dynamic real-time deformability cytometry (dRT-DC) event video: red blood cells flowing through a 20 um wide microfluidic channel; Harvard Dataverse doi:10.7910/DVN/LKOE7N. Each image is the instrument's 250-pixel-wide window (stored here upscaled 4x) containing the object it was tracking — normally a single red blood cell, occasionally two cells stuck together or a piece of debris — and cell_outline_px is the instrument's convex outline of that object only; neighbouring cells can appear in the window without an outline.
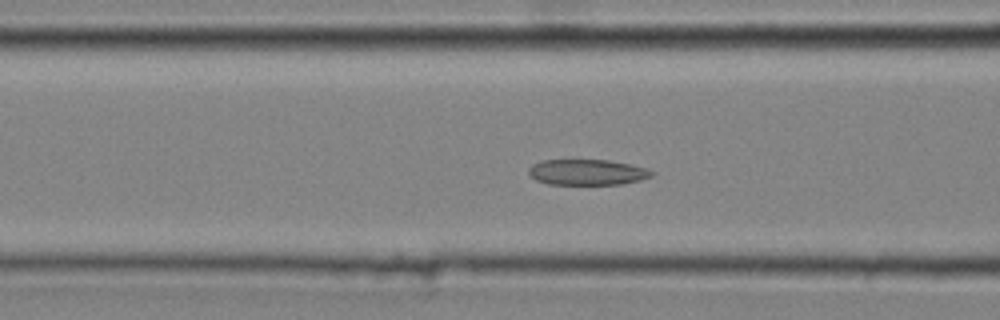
{"species": "common noctule bat (a hibernating species)", "species_latin": "Nyctalus noctula", "temperature_condition": "cold", "stored_images_in_passage": 35, "camera_frame_rate_fps": 3000, "um_per_image_px": 0.085, "animal": {"sex": "male", "body_mass_g": 20.4}, "frame": {"image": 1, "passage_image": 9, "time_ms": 2.667, "image_size_px": [1000, 320], "cell_outline_px": [[656, 172], [652, 176], [640, 180], [620, 184], [548, 184], [536, 180], [528, 172], [528, 168], [532, 164], [544, 160], [608, 160], [648, 168]], "centroid_in_image_um": [49.93, 14.63], "position_along_channel_um": 116.7, "area_um2": 18.38}}
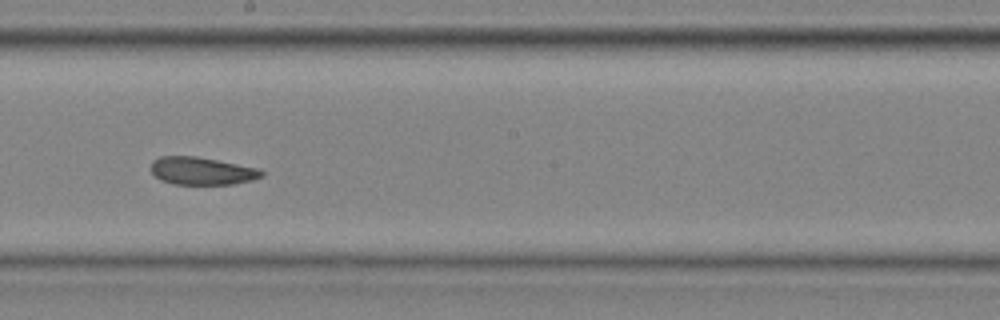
{"frame": {"image": 2, "passage_image": 17, "time_ms": 5.333, "image_size_px": [1000, 320], "cell_outline_px": [[264, 176], [252, 180], [232, 184], [176, 184], [160, 180], [152, 172], [152, 160], [160, 156], [196, 156], [260, 168], [264, 172]], "centroid_in_image_um": [17.19, 14.52], "position_along_channel_um": 231.0, "area_um2": 17.86}}
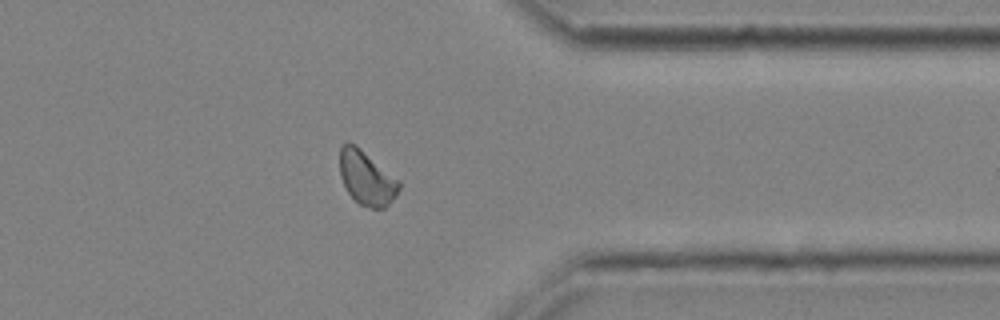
{"frame": {"image": 3, "passage_image": 28, "time_ms": 9.0, "image_size_px": [1000, 320], "cell_outline_px": [[400, 188], [396, 196], [384, 208], [372, 208], [360, 204], [348, 192], [340, 176], [340, 148], [348, 140], [360, 148], [400, 180]], "centroid_in_image_um": [31.17, 15.11], "position_along_channel_um": 380.2, "area_um2": 18.55}, "authors_computed_cell_mechanics": {"area_um2": 18.4382, "velocity_mm_per_s": 4.2952, "shape_relaxation_time_tau1_ms": null, "shape_relaxation_time_tau2_ms": 2.2817, "deformation_change_tau1": null, "deformation_change_tau2": 0.0844}}